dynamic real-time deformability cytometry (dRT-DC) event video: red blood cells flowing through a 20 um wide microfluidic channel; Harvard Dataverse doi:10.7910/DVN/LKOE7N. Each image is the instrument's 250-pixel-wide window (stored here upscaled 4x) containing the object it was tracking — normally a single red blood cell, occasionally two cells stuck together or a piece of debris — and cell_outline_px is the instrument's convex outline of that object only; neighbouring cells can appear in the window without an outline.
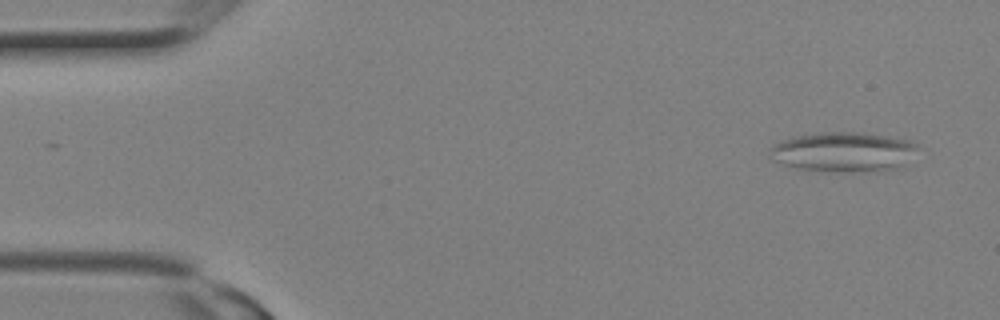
{"species": "Egyptian fruit bat (a non-hibernating species)", "species_latin": "Rousettus aegyptiacus", "temperature_condition": "room temperature", "stored_images_in_passage": 2, "camera_frame_rate_fps": 3000, "um_per_image_px": 0.085, "animal": {"sex": "female"}, "frame": {"image": 1, "passage_image": 1, "time_ms": 0.0, "image_size_px": [1000, 320], "cell_outline_px": [[916, 148], [904, 164], [900, 168], [880, 172], [836, 172], [792, 168], [772, 160], [768, 148], [784, 140], [796, 136], [820, 132], [860, 132], [888, 136], [912, 140], [916, 144]], "centroid_in_image_um": [71.68, 12.93], "position_along_channel_um": 13.3, "area_um2": 34.62}}